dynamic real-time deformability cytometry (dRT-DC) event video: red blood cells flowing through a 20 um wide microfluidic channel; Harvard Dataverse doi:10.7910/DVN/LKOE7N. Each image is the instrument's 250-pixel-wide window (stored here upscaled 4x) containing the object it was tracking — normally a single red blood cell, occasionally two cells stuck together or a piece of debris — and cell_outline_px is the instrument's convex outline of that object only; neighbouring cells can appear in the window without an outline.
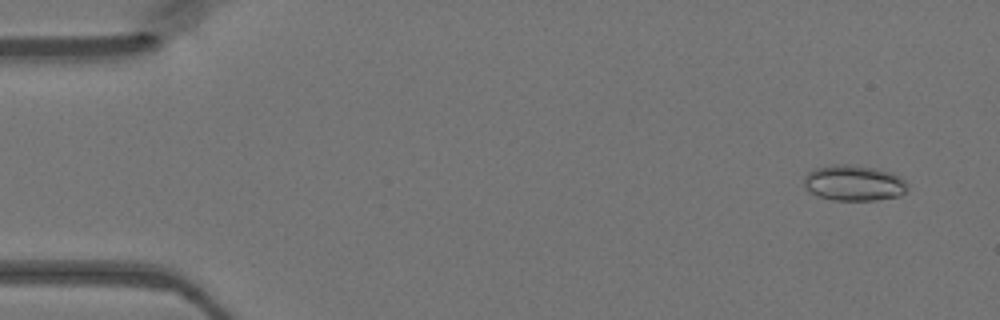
{"species": "Egyptian fruit bat (a non-hibernating species)", "species_latin": "Rousettus aegyptiacus", "temperature_condition": "warm", "stored_images_in_passage": 47, "camera_frame_rate_fps": 3000, "um_per_image_px": 0.085, "animal": {"sex": "female"}, "frame": {"image": 1, "passage_image": 3, "time_ms": 0.667, "image_size_px": [1000, 320], "cell_outline_px": [[908, 184], [904, 192], [900, 196], [876, 200], [832, 200], [816, 196], [808, 192], [804, 184], [804, 176], [808, 172], [816, 168], [832, 164], [848, 164], [876, 168], [892, 172], [900, 176]], "centroid_in_image_um": [72.56, 15.55], "position_along_channel_um": 12.4, "area_um2": 21.79}}
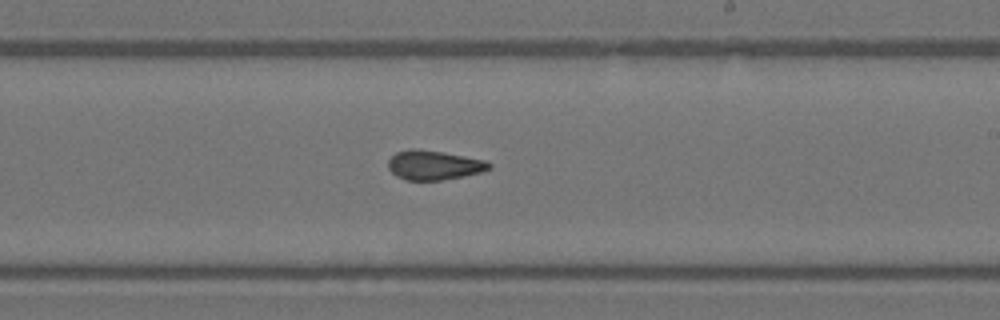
{"frame": {"image": 2, "passage_image": 28, "time_ms": 9.0, "image_size_px": [1000, 320], "cell_outline_px": [[492, 168], [480, 172], [464, 176], [440, 180], [404, 180], [396, 176], [388, 168], [388, 160], [396, 152], [412, 148], [416, 148], [444, 152], [484, 160], [492, 164]], "centroid_in_image_um": [36.86, 14.03], "position_along_channel_um": 252.1, "area_um2": 17.34}}
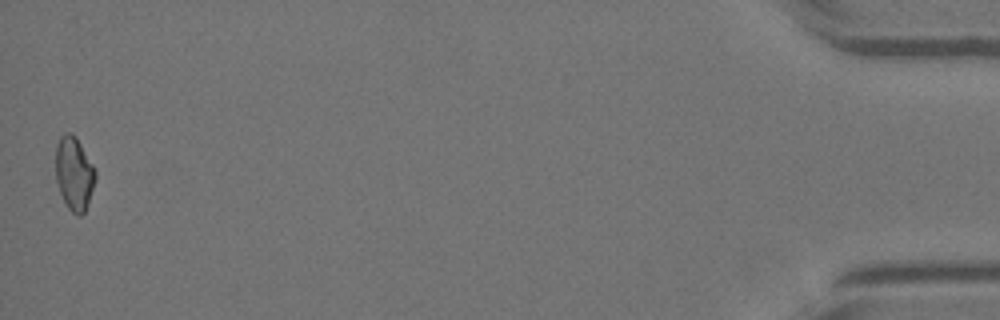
{"frame": {"image": 3, "passage_image": 47, "time_ms": 15.333, "image_size_px": [1000, 320], "cell_outline_px": [[96, 180], [84, 212], [80, 216], [76, 216], [68, 208], [60, 192], [56, 180], [56, 144], [60, 136], [64, 132], [72, 132], [76, 136], [92, 164], [96, 172]], "centroid_in_image_um": [6.29, 14.72], "position_along_channel_um": 428.9, "area_um2": 16.99}}